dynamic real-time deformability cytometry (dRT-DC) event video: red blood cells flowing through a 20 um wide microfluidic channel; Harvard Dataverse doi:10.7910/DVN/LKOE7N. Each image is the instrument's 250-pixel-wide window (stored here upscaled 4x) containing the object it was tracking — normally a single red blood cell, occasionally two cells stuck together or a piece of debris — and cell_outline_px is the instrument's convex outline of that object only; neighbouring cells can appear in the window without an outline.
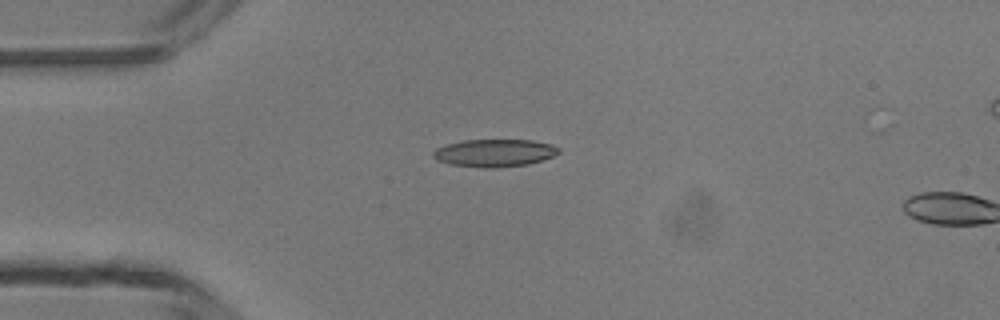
{"species": "common noctule bat (a hibernating species)", "species_latin": "Nyctalus noctula", "temperature_condition": "room temperature", "stored_images_in_passage": 5, "camera_frame_rate_fps": 3000, "um_per_image_px": 0.085, "animal": {"sex": "male", "body_mass_g": 13.3}, "frame": {"image": 1, "passage_image": 4, "time_ms": 3.667, "image_size_px": [1000, 320], "cell_outline_px": [[560, 152], [552, 156], [528, 164], [496, 168], [484, 168], [452, 164], [436, 160], [432, 156], [432, 152], [436, 148], [460, 140], [532, 140], [552, 144], [560, 148]], "centroid_in_image_um": [42.02, 12.99], "position_along_channel_um": 43.0, "area_um2": 20.17}}